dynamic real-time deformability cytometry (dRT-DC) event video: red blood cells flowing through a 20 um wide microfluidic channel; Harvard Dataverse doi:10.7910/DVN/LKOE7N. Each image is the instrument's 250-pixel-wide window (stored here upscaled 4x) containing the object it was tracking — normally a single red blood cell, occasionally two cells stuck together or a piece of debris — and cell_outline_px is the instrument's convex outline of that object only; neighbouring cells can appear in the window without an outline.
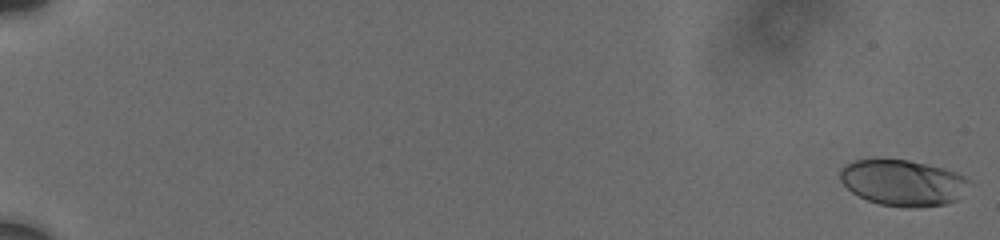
{"species": "human", "species_latin": "Homo sapiens", "temperature_condition": "cold", "stored_images_in_passage": 20, "camera_frame_rate_fps": 3000, "um_per_image_px": 0.085, "donor": {"sex": "male"}, "frame": {"image": 1, "passage_image": 1, "time_ms": 0.0, "image_size_px": [1000, 240], "cell_outline_px": [[968, 180], [956, 200], [944, 204], [920, 208], [908, 208], [880, 204], [868, 200], [852, 192], [840, 180], [840, 168], [852, 160], [880, 156], [908, 160], [944, 168], [956, 172], [964, 176]], "centroid_in_image_um": [76.65, 15.49], "position_along_channel_um": 8.3, "area_um2": 34.97}}
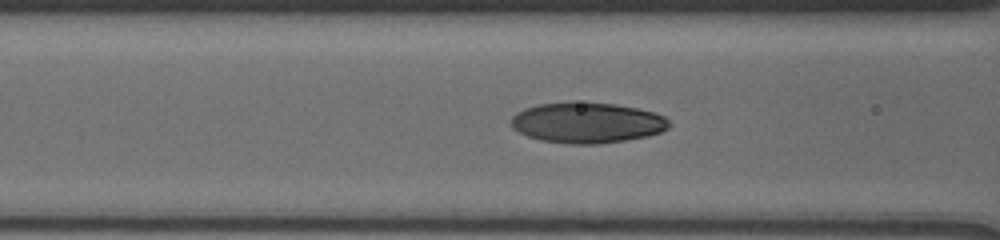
{"frame": {"image": 2, "passage_image": 17, "time_ms": 8.667, "image_size_px": [1000, 240], "cell_outline_px": [[672, 124], [668, 128], [660, 132], [648, 136], [624, 140], [596, 144], [572, 144], [540, 140], [528, 136], [512, 128], [512, 116], [516, 112], [524, 108], [536, 104], [572, 100], [616, 104], [636, 108], [652, 112], [664, 116]], "centroid_in_image_um": [49.88, 10.4], "position_along_channel_um": 116.7, "area_um2": 37.8}}
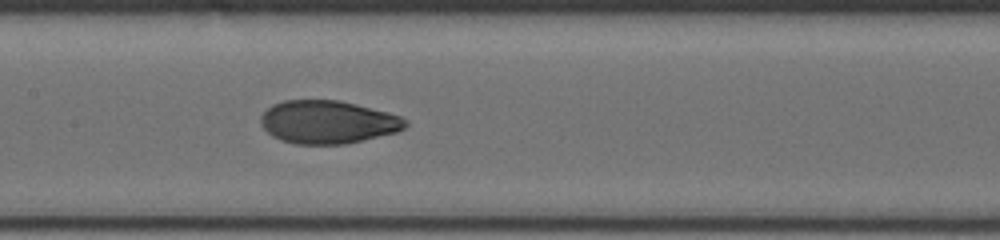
{"frame": {"image": 3, "passage_image": 20, "time_ms": 10.333, "image_size_px": [1000, 240], "cell_outline_px": [[408, 124], [404, 128], [396, 132], [344, 144], [296, 144], [280, 140], [272, 136], [260, 124], [260, 116], [272, 104], [284, 100], [340, 100], [388, 112], [400, 116], [408, 120]], "centroid_in_image_um": [27.85, 10.37], "position_along_channel_um": 179.6, "area_um2": 36.3}}